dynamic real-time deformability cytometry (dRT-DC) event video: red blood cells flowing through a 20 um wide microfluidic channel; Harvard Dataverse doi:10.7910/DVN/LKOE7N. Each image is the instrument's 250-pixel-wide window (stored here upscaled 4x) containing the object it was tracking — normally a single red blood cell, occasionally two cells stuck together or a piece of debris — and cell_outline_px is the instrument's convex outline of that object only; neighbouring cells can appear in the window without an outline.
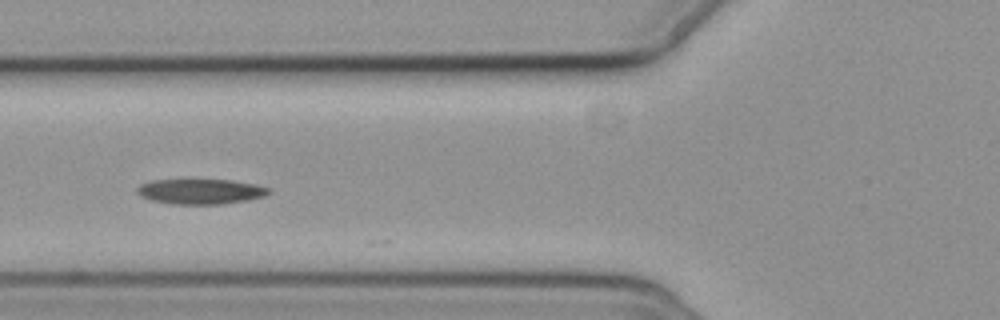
{"species": "common noctule bat (a hibernating species)", "species_latin": "Nyctalus noctula", "temperature_condition": "cold", "stored_images_in_passage": 11, "segment_of_instrument_passage": [1, 2], "camera_frame_rate_fps": 3000, "um_per_image_px": 0.085, "animal": {"sex": "female", "body_mass_g": 19.3, "forearm_length_mm": 54.1}, "frame": {"image": 1, "passage_image": 3, "time_ms": 2.333, "image_size_px": [1000, 320], "cell_outline_px": [[272, 192], [264, 196], [248, 200], [220, 204], [172, 204], [152, 200], [140, 196], [136, 192], [136, 188], [140, 184], [152, 180], [228, 180], [256, 184], [272, 188]], "centroid_in_image_um": [17.06, 16.27], "position_along_channel_um": 108.7, "area_um2": 19.36}}
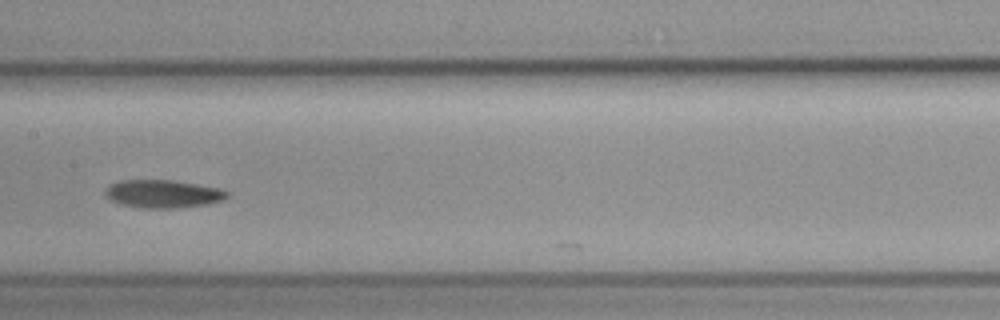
{"frame": {"image": 2, "passage_image": 5, "time_ms": 4.667, "image_size_px": [1000, 320], "cell_outline_px": [[228, 196], [224, 200], [208, 204], [180, 208], [140, 208], [108, 200], [104, 196], [104, 192], [108, 184], [120, 180], [172, 180], [220, 188], [228, 192]], "centroid_in_image_um": [13.82, 16.48], "position_along_channel_um": 193.6, "area_um2": 20.11}}
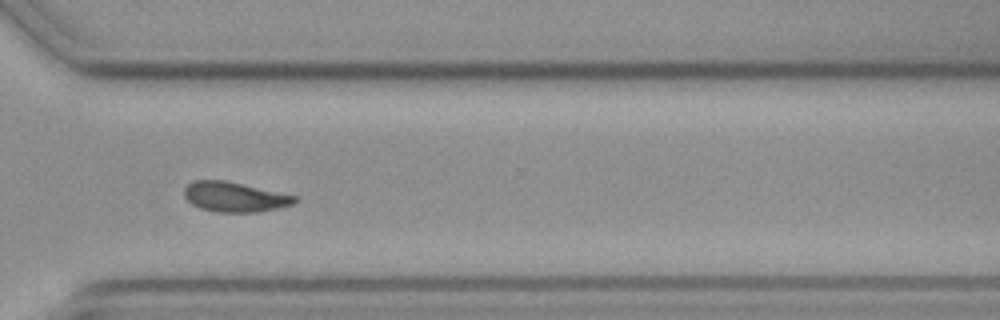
{"frame": {"image": 3, "passage_image": 9, "time_ms": 9.0, "image_size_px": [1000, 320], "cell_outline_px": [[300, 200], [292, 204], [280, 208], [256, 212], [216, 212], [200, 208], [192, 204], [184, 196], [184, 188], [192, 180], [224, 180], [296, 196]], "centroid_in_image_um": [19.93, 16.74], "position_along_channel_um": 350.7, "area_um2": 19.19}}